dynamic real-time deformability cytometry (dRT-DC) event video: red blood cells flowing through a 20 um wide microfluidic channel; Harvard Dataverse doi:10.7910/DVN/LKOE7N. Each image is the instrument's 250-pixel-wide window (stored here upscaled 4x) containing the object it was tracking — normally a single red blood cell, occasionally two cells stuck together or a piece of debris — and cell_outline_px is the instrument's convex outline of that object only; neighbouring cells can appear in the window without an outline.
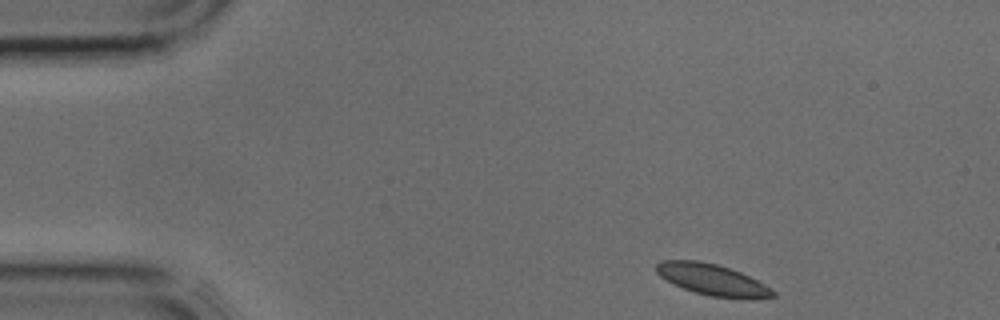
{"species": "common noctule bat (a hibernating species)", "species_latin": "Nyctalus noctula", "temperature_condition": "cold", "stored_images_in_passage": 36, "camera_frame_rate_fps": 3000, "um_per_image_px": 0.085, "animal": {"sex": "male", "body_mass_g": 17.9, "forearm_length_mm": 54.2}, "frame": {"image": 1, "passage_image": 1, "time_ms": 0.0, "image_size_px": [1000, 320], "cell_outline_px": [[776, 296], [752, 300], [708, 296], [684, 288], [660, 276], [656, 272], [656, 264], [664, 260], [700, 260], [716, 264], [740, 272], [764, 284], [776, 292]], "centroid_in_image_um": [60.59, 23.79], "position_along_channel_um": 24.4, "area_um2": 21.15}}
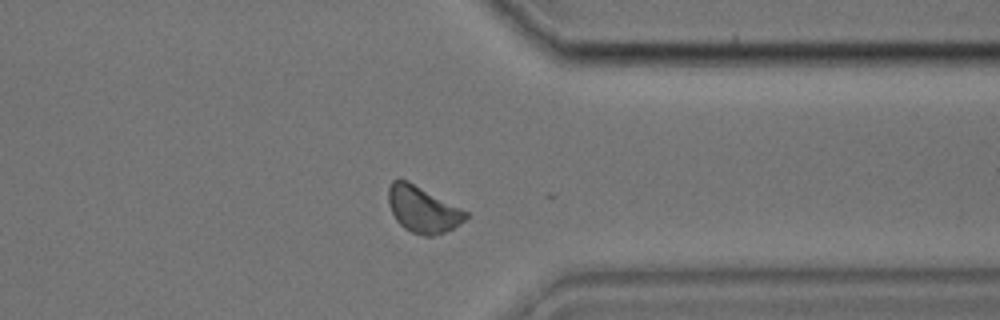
{"frame": {"image": 2, "passage_image": 27, "time_ms": 8.667, "image_size_px": [1000, 320], "cell_outline_px": [[468, 216], [464, 220], [452, 228], [444, 232], [432, 236], [424, 236], [412, 232], [404, 228], [396, 220], [388, 204], [388, 188], [392, 180], [408, 180], [468, 212]], "centroid_in_image_um": [35.9, 17.79], "position_along_channel_um": 375.5, "area_um2": 20.63}}
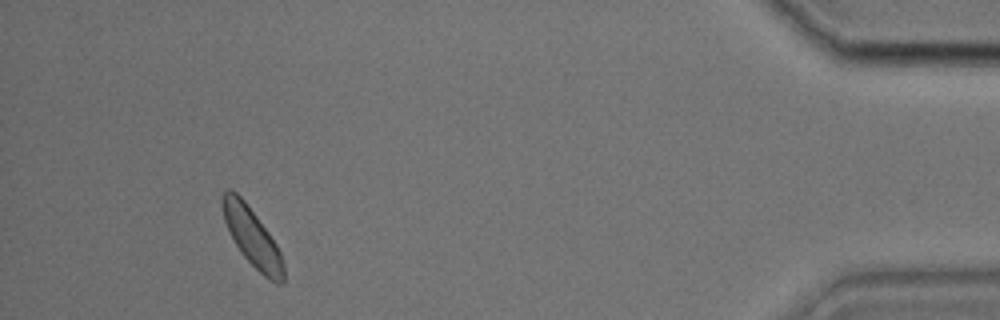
{"frame": {"image": 3, "passage_image": 33, "time_ms": 10.667, "image_size_px": [1000, 320], "cell_outline_px": [[284, 280], [280, 284], [276, 284], [264, 276], [240, 252], [228, 232], [224, 220], [220, 200], [224, 192], [228, 188], [236, 192], [244, 200], [268, 232], [276, 244], [280, 252], [284, 264]], "centroid_in_image_um": [21.41, 20.15], "position_along_channel_um": 413.8, "area_um2": 20.69}}